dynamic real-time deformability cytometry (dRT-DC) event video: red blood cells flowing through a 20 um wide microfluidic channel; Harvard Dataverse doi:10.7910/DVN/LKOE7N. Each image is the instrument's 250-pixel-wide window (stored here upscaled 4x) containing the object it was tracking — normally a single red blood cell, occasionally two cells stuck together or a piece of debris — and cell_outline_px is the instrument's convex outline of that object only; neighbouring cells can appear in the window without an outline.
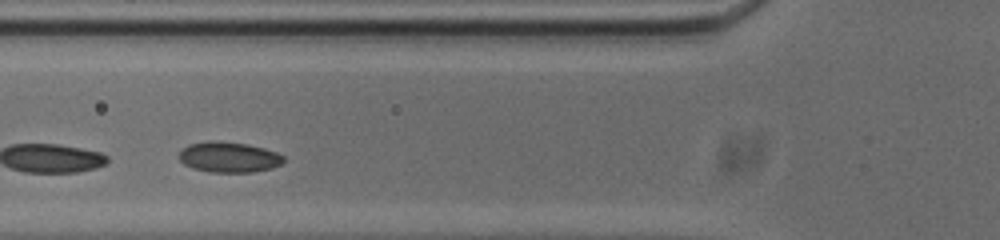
{"species": "common noctule bat (a hibernating species)", "species_latin": "Nyctalus noctula", "temperature_condition": "cold", "stored_images_in_passage": 12, "camera_frame_rate_fps": 3000, "um_per_image_px": 0.085, "animal": {"sex": "male", "body_mass_g": 20.0, "forearm_length_mm": 53.3}, "frame": {"image": 1, "passage_image": 10, "time_ms": 3.0, "image_size_px": [1000, 240], "cell_outline_px": [[284, 160], [280, 164], [272, 168], [252, 172], [208, 172], [192, 168], [184, 164], [180, 160], [180, 152], [188, 144], [212, 140], [216, 140], [248, 144], [264, 148], [276, 152], [284, 156]], "centroid_in_image_um": [19.45, 13.35], "position_along_channel_um": 106.3, "area_um2": 18.61}}